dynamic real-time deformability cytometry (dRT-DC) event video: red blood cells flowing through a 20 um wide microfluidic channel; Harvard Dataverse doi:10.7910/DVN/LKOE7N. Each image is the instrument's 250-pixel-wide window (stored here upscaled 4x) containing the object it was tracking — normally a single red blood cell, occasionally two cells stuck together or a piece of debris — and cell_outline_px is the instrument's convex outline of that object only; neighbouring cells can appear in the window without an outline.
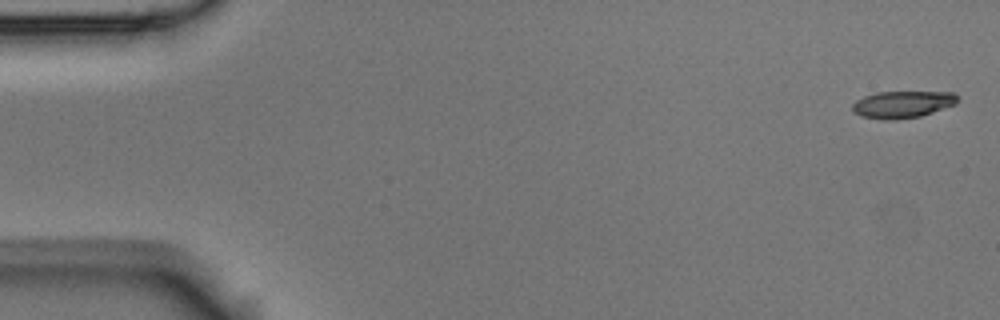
{"species": "Egyptian fruit bat (a non-hibernating species)", "species_latin": "Rousettus aegyptiacus", "temperature_condition": "room temperature", "stored_images_in_passage": 5, "segment_of_instrument_passage": [2, 2], "camera_frame_rate_fps": 3000, "um_per_image_px": 0.085, "animal": {"sex": "male"}, "frame": {"image": 1, "passage_image": 5, "time_ms": 1.333, "image_size_px": [1000, 320], "cell_outline_px": [[956, 104], [920, 116], [896, 120], [880, 120], [860, 116], [852, 108], [852, 104], [856, 100], [864, 96], [876, 92], [952, 92], [956, 96]], "centroid_in_image_um": [76.66, 8.88], "position_along_channel_um": 8.3, "area_um2": 16.47}}